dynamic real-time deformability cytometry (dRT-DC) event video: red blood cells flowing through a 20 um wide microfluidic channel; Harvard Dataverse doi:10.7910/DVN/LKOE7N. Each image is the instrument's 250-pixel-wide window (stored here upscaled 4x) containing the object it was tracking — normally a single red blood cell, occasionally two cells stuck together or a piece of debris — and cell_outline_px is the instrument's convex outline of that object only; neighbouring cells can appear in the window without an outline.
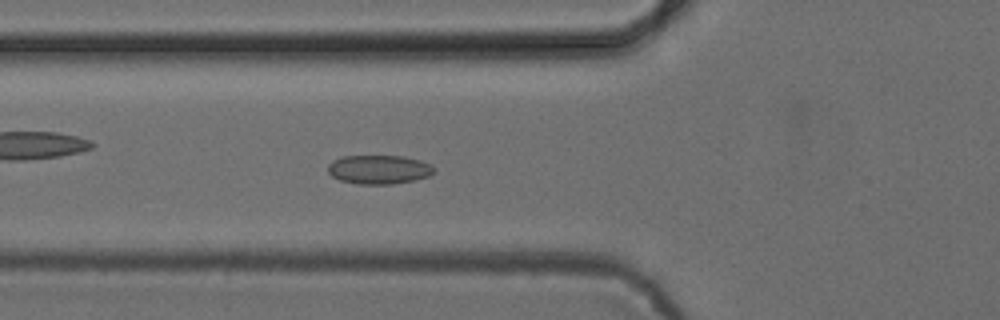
{"species": "common noctule bat (a hibernating species)", "species_latin": "Nyctalus noctula", "temperature_condition": "cold", "stored_images_in_passage": 52, "camera_frame_rate_fps": 3000, "um_per_image_px": 0.085, "animal": {"sex": "female", "body_mass_g": 24.6, "forearm_length_mm": 56.2}, "frame": {"image": 1, "passage_image": 19, "time_ms": 6.0, "image_size_px": [1000, 320], "cell_outline_px": [[436, 172], [428, 176], [416, 180], [392, 184], [356, 184], [340, 180], [332, 176], [328, 172], [328, 164], [332, 160], [340, 156], [404, 156], [420, 160], [432, 164], [436, 168]], "centroid_in_image_um": [32.23, 14.4], "position_along_channel_um": 93.6, "area_um2": 18.21}}
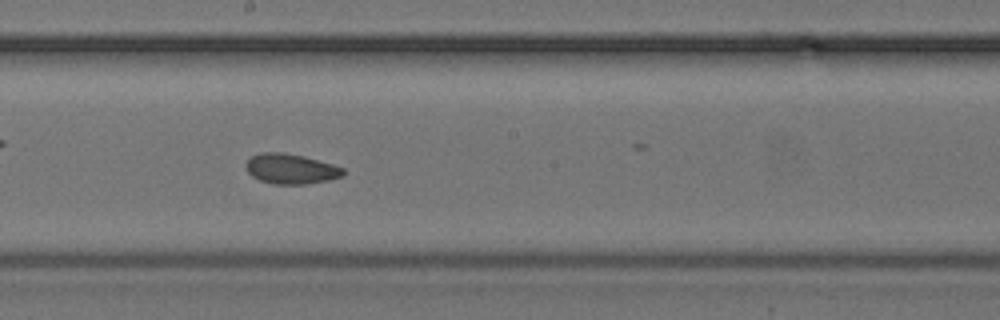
{"frame": {"image": 2, "passage_image": 29, "time_ms": 9.333, "image_size_px": [1000, 320], "cell_outline_px": [[344, 176], [328, 180], [308, 184], [272, 184], [260, 180], [252, 176], [248, 172], [244, 164], [252, 156], [260, 152], [284, 152], [304, 156], [332, 164], [344, 168]], "centroid_in_image_um": [24.72, 14.35], "position_along_channel_um": 223.5, "area_um2": 17.17}}
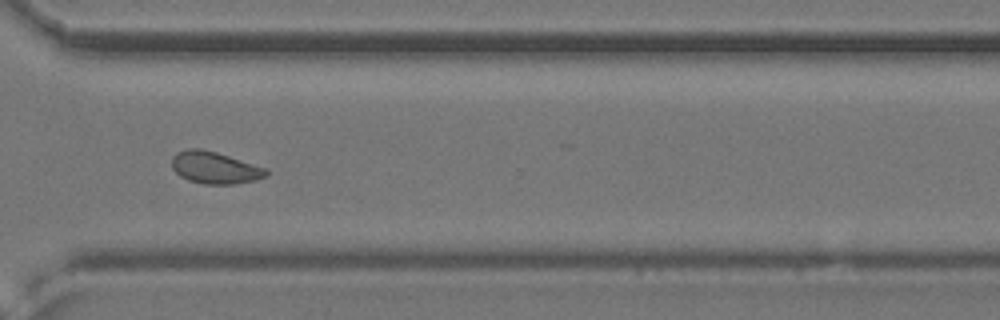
{"frame": {"image": 3, "passage_image": 39, "time_ms": 12.667, "image_size_px": [1000, 320], "cell_outline_px": [[268, 176], [256, 180], [232, 184], [204, 184], [188, 180], [180, 176], [172, 168], [172, 156], [176, 152], [188, 148], [200, 148], [216, 152], [268, 168]], "centroid_in_image_um": [18.27, 14.25], "position_along_channel_um": 352.3, "area_um2": 17.74}, "authors_computed_cell_mechanics": {"area_um2": 17.4556, "velocity_mm_per_s": 3.8767, "shape_relaxation_time_tau1_ms": null, "shape_relaxation_time_tau2_ms": 1.8723, "deformation_change_tau1": null, "deformation_change_tau2": 0.0621}}